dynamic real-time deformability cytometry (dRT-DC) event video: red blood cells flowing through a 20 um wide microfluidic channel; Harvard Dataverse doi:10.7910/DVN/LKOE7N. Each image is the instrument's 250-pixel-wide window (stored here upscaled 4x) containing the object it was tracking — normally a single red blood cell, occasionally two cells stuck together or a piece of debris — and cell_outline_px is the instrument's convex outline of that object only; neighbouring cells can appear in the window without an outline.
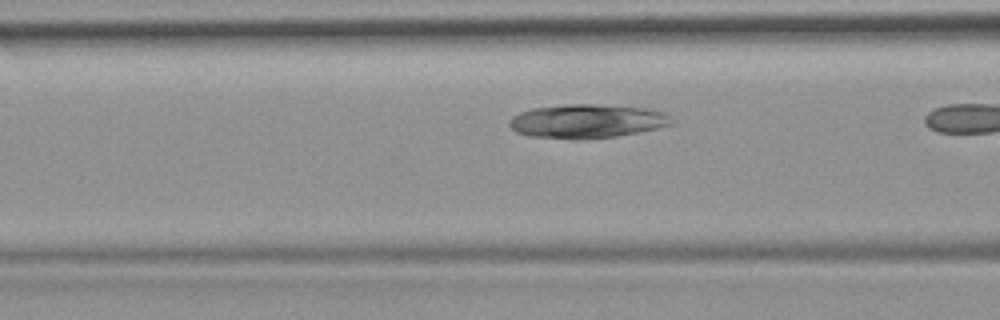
{"species": "common noctule bat (a hibernating species)", "species_latin": "Nyctalus noctula", "temperature_condition": "room temperature", "stored_images_in_passage": 11, "camera_frame_rate_fps": 3000, "um_per_image_px": 0.085, "animal": {"sex": "female", "body_mass_g": 19.9}, "frame": {"image": 1, "passage_image": 7, "time_ms": 2.0, "image_size_px": [1000, 320], "cell_outline_px": [[672, 124], [656, 128], [616, 136], [588, 140], [580, 140], [532, 136], [516, 132], [508, 124], [508, 120], [512, 116], [520, 112], [532, 108], [568, 104], [592, 104], [648, 108], [664, 112], [668, 116]], "centroid_in_image_um": [49.84, 10.3], "position_along_channel_um": 116.8, "area_um2": 31.96}}
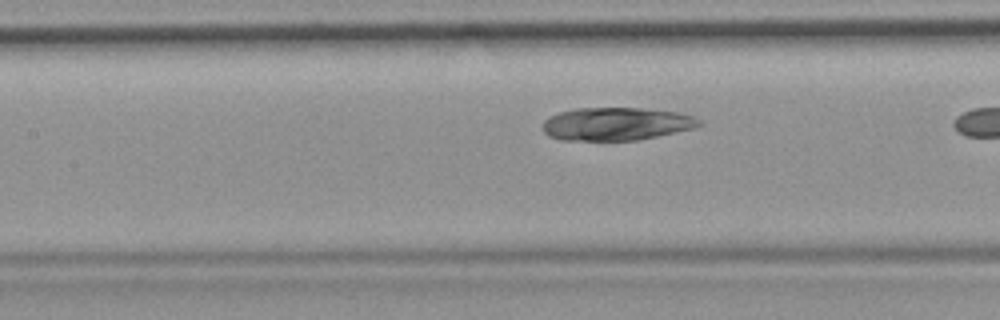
{"frame": {"image": 2, "passage_image": 10, "time_ms": 3.0, "image_size_px": [1000, 320], "cell_outline_px": [[704, 124], [696, 128], [636, 140], [560, 140], [548, 136], [544, 132], [544, 120], [548, 116], [560, 112], [576, 108], [644, 108], [680, 112], [696, 116]], "centroid_in_image_um": [52.43, 10.52], "position_along_channel_um": 155.0, "area_um2": 30.29}}